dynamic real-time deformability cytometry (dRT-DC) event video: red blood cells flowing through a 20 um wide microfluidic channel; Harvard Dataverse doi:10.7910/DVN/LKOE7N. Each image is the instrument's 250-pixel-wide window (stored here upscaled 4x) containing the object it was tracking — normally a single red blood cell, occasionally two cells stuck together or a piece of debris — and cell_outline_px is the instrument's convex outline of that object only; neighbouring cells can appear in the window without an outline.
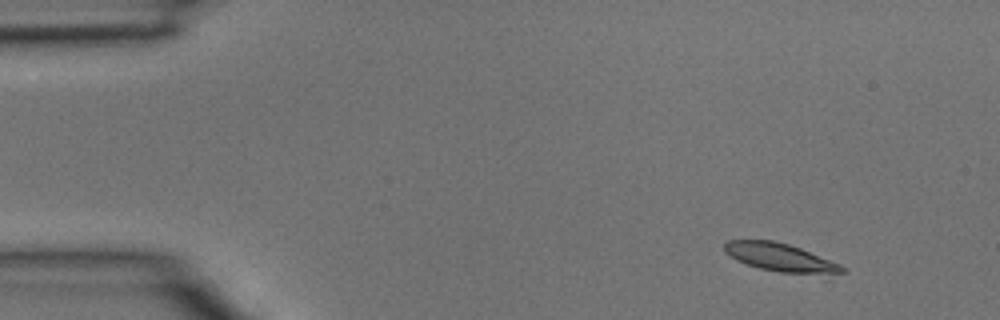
{"species": "common noctule bat (a hibernating species)", "species_latin": "Nyctalus noctula", "temperature_condition": "room temperature", "stored_images_in_passage": 3, "camera_frame_rate_fps": 3000, "um_per_image_px": 0.085, "animal": {"sex": "male", "body_mass_g": 15.6}, "frame": {"image": 1, "passage_image": 1, "time_ms": 0.0, "image_size_px": [1000, 320], "cell_outline_px": [[844, 272], [832, 280], [828, 280], [780, 272], [760, 268], [736, 260], [724, 252], [724, 244], [728, 240], [772, 240], [788, 244], [800, 248], [840, 264], [844, 268]], "centroid_in_image_um": [66.53, 21.98], "position_along_channel_um": 18.5, "area_um2": 20.46}}